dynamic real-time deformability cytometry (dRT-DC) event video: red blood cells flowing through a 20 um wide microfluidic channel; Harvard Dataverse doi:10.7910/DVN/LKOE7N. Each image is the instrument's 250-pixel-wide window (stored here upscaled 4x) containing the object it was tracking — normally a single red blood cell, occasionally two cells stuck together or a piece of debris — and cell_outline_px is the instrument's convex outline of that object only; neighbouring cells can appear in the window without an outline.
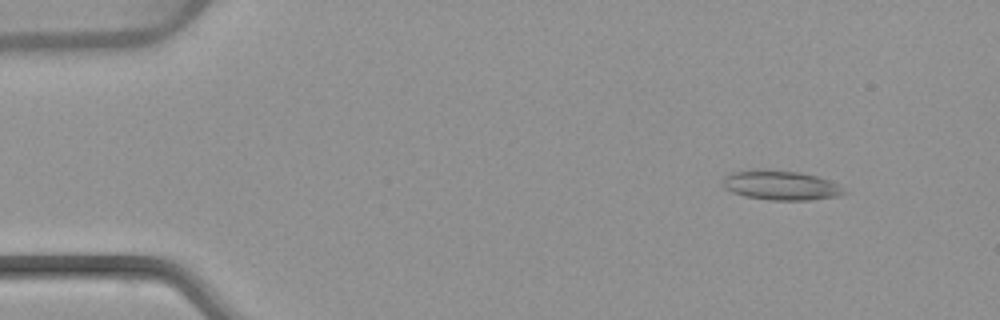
{"species": "common noctule bat (a hibernating species)", "species_latin": "Nyctalus noctula", "temperature_condition": "warm", "stored_images_in_passage": 3, "camera_frame_rate_fps": 3000, "um_per_image_px": 0.085, "animal": {"sex": "female", "body_mass_g": 22.7, "forearm_length_mm": 54.2}, "frame": {"image": 1, "passage_image": 2, "time_ms": 1.333, "image_size_px": [1000, 320], "cell_outline_px": [[848, 192], [840, 196], [812, 200], [768, 200], [744, 196], [732, 192], [724, 188], [724, 176], [728, 172], [756, 168], [768, 168], [800, 172], [816, 176], [828, 180], [836, 184]], "centroid_in_image_um": [66.33, 15.73], "position_along_channel_um": 18.7, "area_um2": 21.33}}
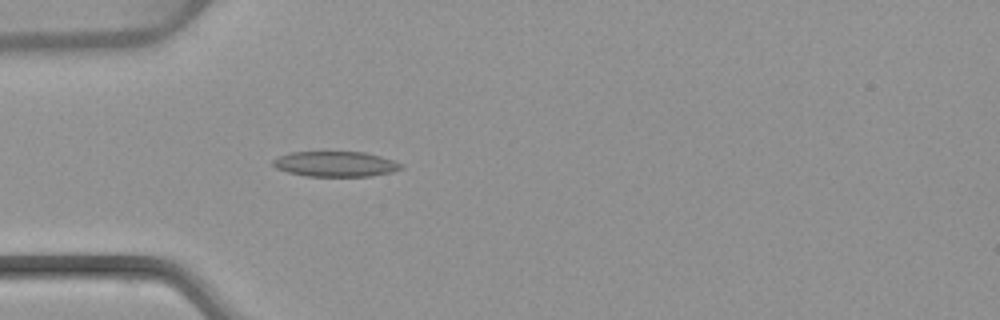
{"frame": {"image": 2, "passage_image": 3, "time_ms": 4.667, "image_size_px": [1000, 320], "cell_outline_px": [[404, 168], [392, 172], [372, 176], [304, 176], [288, 172], [276, 168], [272, 164], [272, 160], [280, 156], [292, 152], [364, 152], [380, 156], [404, 164]], "centroid_in_image_um": [28.54, 13.95], "position_along_channel_um": 56.5, "area_um2": 18.9}}